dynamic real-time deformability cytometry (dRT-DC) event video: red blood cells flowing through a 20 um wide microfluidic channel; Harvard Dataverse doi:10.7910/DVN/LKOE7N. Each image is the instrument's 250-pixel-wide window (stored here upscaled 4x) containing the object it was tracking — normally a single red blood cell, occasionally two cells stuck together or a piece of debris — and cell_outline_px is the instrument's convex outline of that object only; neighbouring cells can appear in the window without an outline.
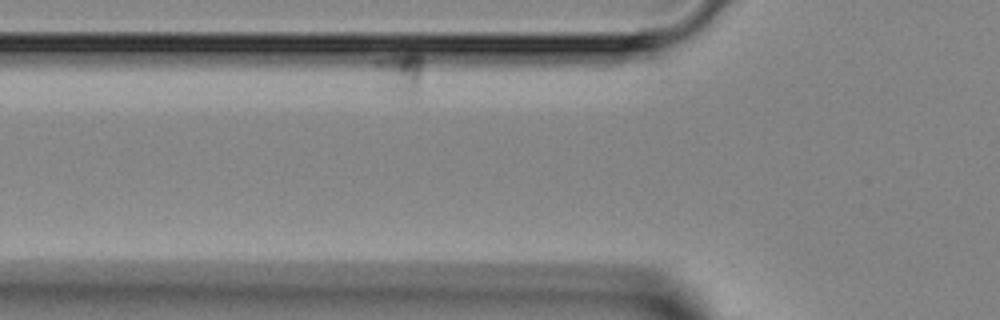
{"species": "Egyptian fruit bat (a non-hibernating species)", "species_latin": "Rousettus aegyptiacus", "temperature_condition": "room temperature", "stored_images_in_passage": 30, "segment_of_instrument_passage": [1, 2], "camera_frame_rate_fps": 3000, "um_per_image_px": 0.085, "animal": {"sex": "female"}, "frame": {"image": 1, "passage_image": 5, "time_ms": 1.333, "image_size_px": [1000, 320], "cell_outline_px": [[424, 60], [420, 96], [396, 96], [392, 92], [376, 64], [376, 60], [388, 56], [408, 52], [412, 52], [420, 56]], "centroid_in_image_um": [34.23, 6.23], "position_along_channel_um": 91.6, "area_um2": 11.5}}
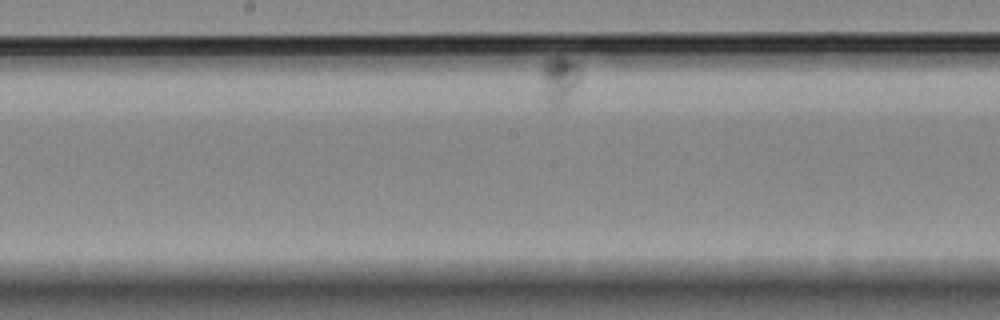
{"frame": {"image": 2, "passage_image": 22, "time_ms": 7.0, "image_size_px": [1000, 320], "cell_outline_px": [[580, 80], [564, 104], [560, 108], [556, 108], [544, 96], [540, 72], [544, 60], [556, 56], [564, 56], [572, 60], [580, 68]], "centroid_in_image_um": [47.53, 6.74], "position_along_channel_um": 200.7, "area_um2": 10.87}}
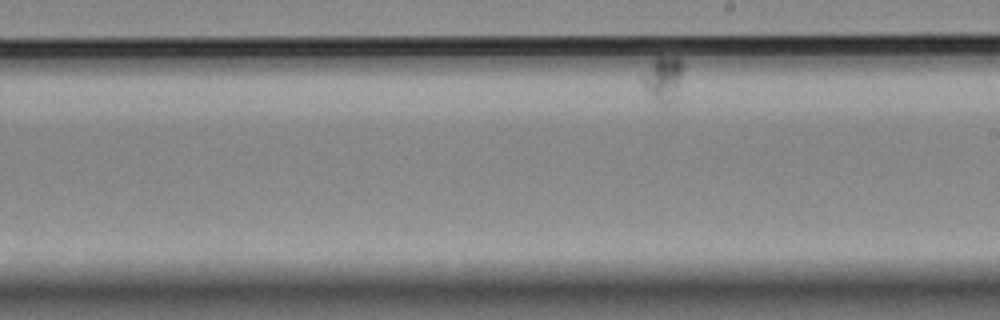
{"frame": {"image": 3, "passage_image": 26, "time_ms": 8.333, "image_size_px": [1000, 320], "cell_outline_px": [[684, 68], [676, 104], [668, 108], [660, 104], [644, 88], [640, 76], [656, 56], [676, 56], [684, 64]], "centroid_in_image_um": [56.42, 6.75], "position_along_channel_um": 232.6, "area_um2": 11.5}}